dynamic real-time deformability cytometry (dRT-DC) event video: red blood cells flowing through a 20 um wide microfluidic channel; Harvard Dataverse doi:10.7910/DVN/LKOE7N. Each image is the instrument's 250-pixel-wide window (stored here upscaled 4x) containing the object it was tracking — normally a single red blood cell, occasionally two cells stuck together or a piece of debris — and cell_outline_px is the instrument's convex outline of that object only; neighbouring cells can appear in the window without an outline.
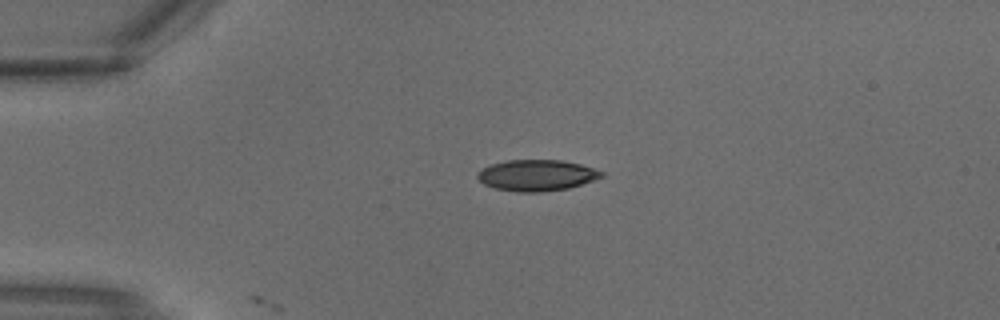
{"species": "common noctule bat (a hibernating species)", "species_latin": "Nyctalus noctula", "temperature_condition": "warm", "stored_images_in_passage": 1, "camera_frame_rate_fps": 3000, "um_per_image_px": 0.085, "animal": {"sex": "male", "body_mass_g": 18.8}, "frame": {"image": 1, "passage_image": 1, "time_ms": 0.0, "image_size_px": [1000, 320], "cell_outline_px": [[604, 176], [568, 188], [540, 192], [516, 192], [496, 188], [484, 184], [476, 176], [484, 168], [492, 164], [508, 160], [560, 160], [580, 164], [604, 172]], "centroid_in_image_um": [45.62, 14.9], "position_along_channel_um": 39.4, "area_um2": 22.14}}